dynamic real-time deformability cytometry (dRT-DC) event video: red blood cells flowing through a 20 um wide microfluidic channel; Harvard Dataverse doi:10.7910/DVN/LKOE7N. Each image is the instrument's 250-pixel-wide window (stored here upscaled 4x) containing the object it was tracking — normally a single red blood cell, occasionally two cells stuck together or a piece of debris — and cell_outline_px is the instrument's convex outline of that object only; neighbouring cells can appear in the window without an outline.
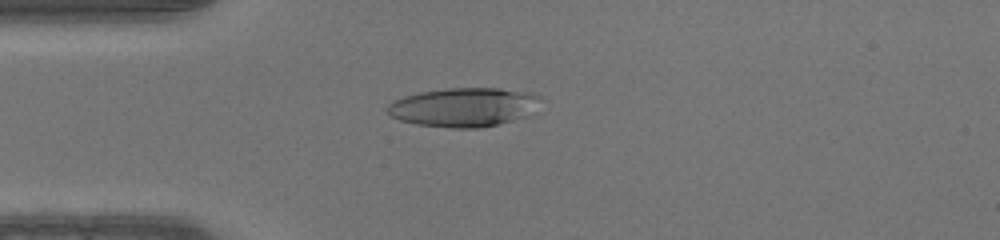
{"species": "human", "species_latin": "Homo sapiens", "temperature_condition": "warm", "stored_images_in_passage": 46, "camera_frame_rate_fps": 3000, "um_per_image_px": 0.085, "donor": {"sex": "male"}, "frame": {"image": 1, "passage_image": 12, "time_ms": 3.667, "image_size_px": [1000, 240], "cell_outline_px": [[540, 96], [524, 116], [500, 124], [480, 128], [448, 128], [416, 124], [400, 120], [384, 112], [388, 104], [392, 100], [404, 96], [420, 92], [448, 88], [496, 88], [532, 92]], "centroid_in_image_um": [39.3, 9.11], "position_along_channel_um": 45.7, "area_um2": 34.51}}
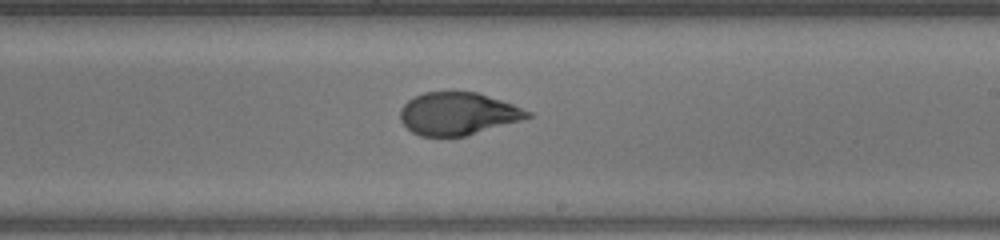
{"frame": {"image": 2, "passage_image": 27, "time_ms": 8.667, "image_size_px": [1000, 240], "cell_outline_px": [[532, 116], [520, 120], [464, 136], [420, 136], [412, 132], [400, 120], [400, 108], [408, 100], [424, 92], [476, 92], [512, 104], [532, 112]], "centroid_in_image_um": [38.88, 9.66], "position_along_channel_um": 250.1, "area_um2": 31.15}}
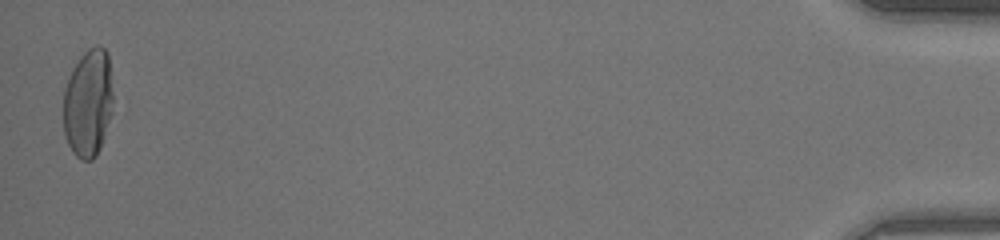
{"frame": {"image": 3, "passage_image": 46, "time_ms": 15.0, "image_size_px": [1000, 240], "cell_outline_px": [[112, 112], [100, 148], [96, 156], [92, 160], [80, 160], [72, 152], [68, 144], [64, 132], [64, 88], [72, 68], [80, 56], [88, 48], [96, 44], [104, 48], [108, 56], [112, 92]], "centroid_in_image_um": [7.48, 8.76], "position_along_channel_um": 427.7, "area_um2": 31.33}}